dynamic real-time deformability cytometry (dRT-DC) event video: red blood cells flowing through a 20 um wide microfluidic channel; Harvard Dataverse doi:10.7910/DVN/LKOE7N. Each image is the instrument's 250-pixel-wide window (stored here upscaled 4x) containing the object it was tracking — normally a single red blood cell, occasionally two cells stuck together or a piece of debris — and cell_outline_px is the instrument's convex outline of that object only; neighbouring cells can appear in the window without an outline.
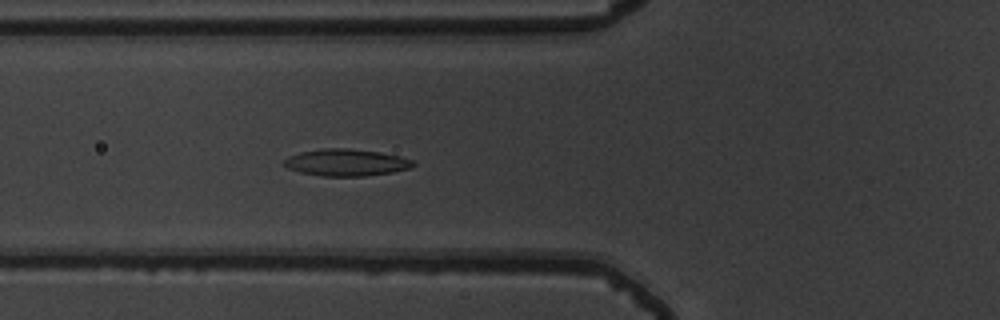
{"species": "common noctule bat (a hibernating species)", "species_latin": "Nyctalus noctula", "temperature_condition": "warm", "stored_images_in_passage": 55, "camera_frame_rate_fps": 3000, "um_per_image_px": 0.085, "animal": {"sex": "male", "body_mass_g": 19.5, "forearm_length_mm": 54.6}, "frame": {"image": 1, "passage_image": 21, "time_ms": 6.667, "image_size_px": [1000, 320], "cell_outline_px": [[416, 164], [412, 168], [392, 172], [364, 176], [324, 176], [300, 172], [288, 168], [284, 164], [284, 160], [288, 156], [300, 152], [324, 148], [348, 148], [380, 152], [400, 156], [412, 160]], "centroid_in_image_um": [29.45, 13.81], "position_along_channel_um": 96.4, "area_um2": 20.23}}
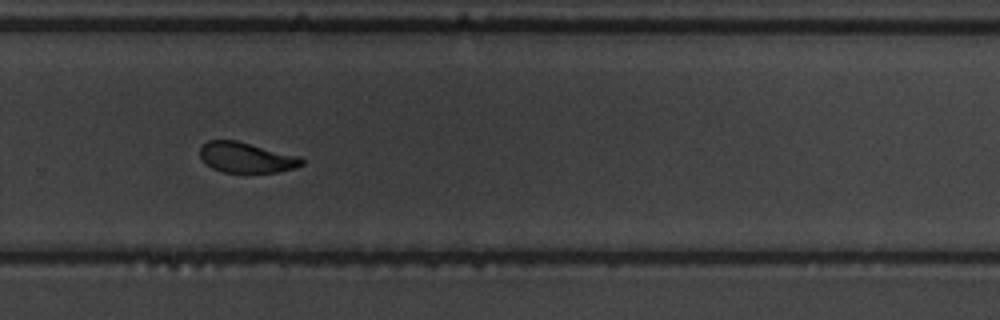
{"frame": {"image": 2, "passage_image": 38, "time_ms": 12.333, "image_size_px": [1000, 320], "cell_outline_px": [[304, 164], [296, 168], [276, 172], [224, 172], [212, 168], [200, 156], [200, 148], [208, 140], [236, 140], [300, 156], [304, 160]], "centroid_in_image_um": [20.98, 13.38], "position_along_channel_um": 308.8, "area_um2": 17.92}}
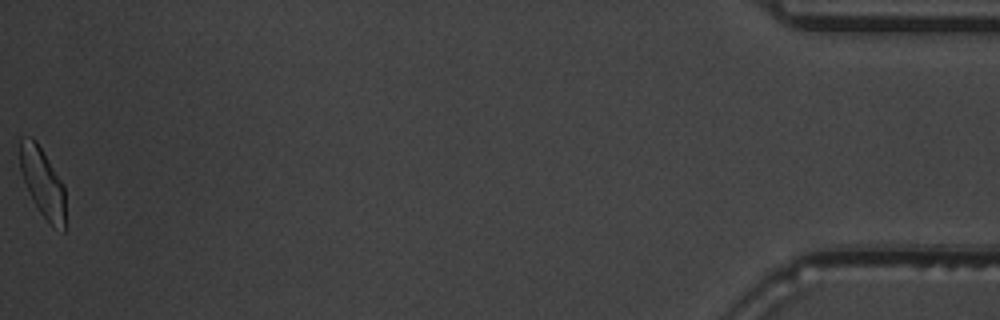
{"frame": {"image": 3, "passage_image": 55, "time_ms": 18.0, "image_size_px": [1000, 320], "cell_outline_px": [[64, 232], [52, 228], [40, 212], [20, 172], [20, 136], [32, 136], [36, 140], [64, 184]], "centroid_in_image_um": [3.62, 15.49], "position_along_channel_um": 431.6, "area_um2": 18.21}, "authors_computed_cell_mechanics": {"area_um2": 19.3052, "velocity_mm_per_s": 3.7499, "shape_relaxation_time_tau1_ms": 2.3271, "shape_relaxation_time_tau2_ms": 1.7483, "deformation_change_tau1": 0.1276, "deformation_change_tau2": 0.076}}